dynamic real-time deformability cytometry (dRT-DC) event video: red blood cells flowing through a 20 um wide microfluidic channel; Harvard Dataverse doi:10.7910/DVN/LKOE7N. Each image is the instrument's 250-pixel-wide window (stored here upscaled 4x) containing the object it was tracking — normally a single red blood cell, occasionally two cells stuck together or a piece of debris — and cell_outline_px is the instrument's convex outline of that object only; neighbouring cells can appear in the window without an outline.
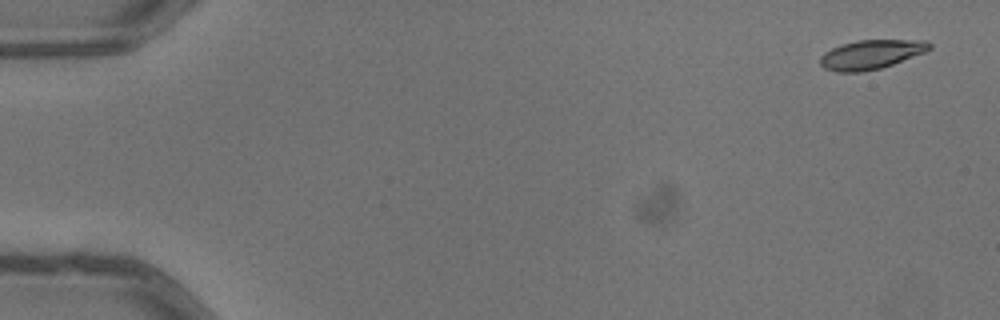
{"species": "common noctule bat (a hibernating species)", "species_latin": "Nyctalus noctula", "temperature_condition": "warm", "stored_images_in_passage": 5, "camera_frame_rate_fps": 3000, "um_per_image_px": 0.085, "animal": {"sex": "male", "body_mass_g": 13.3}, "frame": {"image": 1, "passage_image": 1, "time_ms": 0.0, "image_size_px": [1000, 320], "cell_outline_px": [[932, 48], [924, 52], [892, 64], [880, 68], [864, 72], [836, 72], [824, 68], [820, 64], [820, 56], [824, 52], [840, 44], [856, 40], [928, 40], [932, 44]], "centroid_in_image_um": [74.02, 4.62], "position_along_channel_um": 11.0, "area_um2": 18.67}}
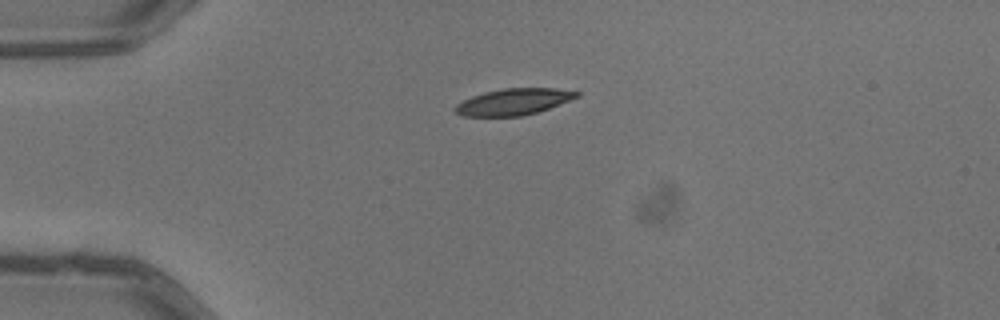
{"frame": {"image": 2, "passage_image": 4, "time_ms": 1.0, "image_size_px": [1000, 320], "cell_outline_px": [[580, 96], [548, 108], [536, 112], [520, 116], [464, 116], [456, 112], [452, 108], [456, 104], [472, 96], [484, 92], [504, 88], [556, 88], [580, 92]], "centroid_in_image_um": [43.64, 8.64], "position_along_channel_um": 41.4, "area_um2": 18.55}}